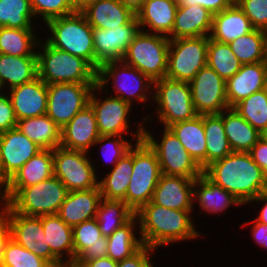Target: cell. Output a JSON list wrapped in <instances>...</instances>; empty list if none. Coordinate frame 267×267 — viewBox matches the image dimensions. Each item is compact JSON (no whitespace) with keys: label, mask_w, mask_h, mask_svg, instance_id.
I'll return each instance as SVG.
<instances>
[{"label":"cell","mask_w":267,"mask_h":267,"mask_svg":"<svg viewBox=\"0 0 267 267\" xmlns=\"http://www.w3.org/2000/svg\"><path fill=\"white\" fill-rule=\"evenodd\" d=\"M193 212L195 211L170 209L150 201L135 213L139 220L142 244L159 250L164 245L191 241L203 236L195 227L191 216Z\"/></svg>","instance_id":"1"},{"label":"cell","mask_w":267,"mask_h":267,"mask_svg":"<svg viewBox=\"0 0 267 267\" xmlns=\"http://www.w3.org/2000/svg\"><path fill=\"white\" fill-rule=\"evenodd\" d=\"M203 174L215 185L232 193L244 206L267 190V175L249 152H232L208 165Z\"/></svg>","instance_id":"2"},{"label":"cell","mask_w":267,"mask_h":267,"mask_svg":"<svg viewBox=\"0 0 267 267\" xmlns=\"http://www.w3.org/2000/svg\"><path fill=\"white\" fill-rule=\"evenodd\" d=\"M37 49L38 77L47 85L97 84V71L85 59L56 49L46 40H39Z\"/></svg>","instance_id":"3"},{"label":"cell","mask_w":267,"mask_h":267,"mask_svg":"<svg viewBox=\"0 0 267 267\" xmlns=\"http://www.w3.org/2000/svg\"><path fill=\"white\" fill-rule=\"evenodd\" d=\"M97 85L106 93L113 92L114 94L110 95L122 99L131 106H134V101L137 104H146L153 99V94H151L153 93V81L122 60L101 65L97 71ZM107 86H111L109 88H112L113 91L106 90Z\"/></svg>","instance_id":"4"},{"label":"cell","mask_w":267,"mask_h":267,"mask_svg":"<svg viewBox=\"0 0 267 267\" xmlns=\"http://www.w3.org/2000/svg\"><path fill=\"white\" fill-rule=\"evenodd\" d=\"M43 27L51 32L46 37L51 46L85 59L95 69L92 27L81 12L49 20Z\"/></svg>","instance_id":"5"},{"label":"cell","mask_w":267,"mask_h":267,"mask_svg":"<svg viewBox=\"0 0 267 267\" xmlns=\"http://www.w3.org/2000/svg\"><path fill=\"white\" fill-rule=\"evenodd\" d=\"M133 145V172L125 199L127 206L138 212L152 199L162 173L155 151L142 139Z\"/></svg>","instance_id":"6"},{"label":"cell","mask_w":267,"mask_h":267,"mask_svg":"<svg viewBox=\"0 0 267 267\" xmlns=\"http://www.w3.org/2000/svg\"><path fill=\"white\" fill-rule=\"evenodd\" d=\"M98 92L100 94L101 92L105 94L103 99L100 94L98 96L96 95ZM89 105L95 113L98 131L101 136H123L124 134L128 135V133H131L134 139H143L144 124L147 122L148 124L149 122L151 123L154 118L153 116L150 117L147 115L144 117L143 115L144 119L140 118V122H134L135 126H138H136L135 133H133L132 130L128 131L132 127L130 125L131 118L129 117L130 114L132 115L130 112H133L131 111L133 106L118 97L108 95V93L103 91L97 84L93 87L90 94Z\"/></svg>","instance_id":"7"},{"label":"cell","mask_w":267,"mask_h":267,"mask_svg":"<svg viewBox=\"0 0 267 267\" xmlns=\"http://www.w3.org/2000/svg\"><path fill=\"white\" fill-rule=\"evenodd\" d=\"M153 99L156 104V117L163 128L174 123L194 118L196 113L189 82L162 78L153 81Z\"/></svg>","instance_id":"8"},{"label":"cell","mask_w":267,"mask_h":267,"mask_svg":"<svg viewBox=\"0 0 267 267\" xmlns=\"http://www.w3.org/2000/svg\"><path fill=\"white\" fill-rule=\"evenodd\" d=\"M146 128L144 126L143 139L155 151L163 175L196 179L203 174V169L169 128H163V132L160 131L162 137L158 139L153 130Z\"/></svg>","instance_id":"9"},{"label":"cell","mask_w":267,"mask_h":267,"mask_svg":"<svg viewBox=\"0 0 267 267\" xmlns=\"http://www.w3.org/2000/svg\"><path fill=\"white\" fill-rule=\"evenodd\" d=\"M170 39L140 30L122 61L135 67L152 81L166 77Z\"/></svg>","instance_id":"10"},{"label":"cell","mask_w":267,"mask_h":267,"mask_svg":"<svg viewBox=\"0 0 267 267\" xmlns=\"http://www.w3.org/2000/svg\"><path fill=\"white\" fill-rule=\"evenodd\" d=\"M68 191L55 176L20 189L8 202L15 212L27 216L57 214Z\"/></svg>","instance_id":"11"},{"label":"cell","mask_w":267,"mask_h":267,"mask_svg":"<svg viewBox=\"0 0 267 267\" xmlns=\"http://www.w3.org/2000/svg\"><path fill=\"white\" fill-rule=\"evenodd\" d=\"M89 155L88 152L62 146L53 150L54 176L66 186L68 192L98 187L100 175Z\"/></svg>","instance_id":"12"},{"label":"cell","mask_w":267,"mask_h":267,"mask_svg":"<svg viewBox=\"0 0 267 267\" xmlns=\"http://www.w3.org/2000/svg\"><path fill=\"white\" fill-rule=\"evenodd\" d=\"M209 36L170 39L166 78L190 82L207 65Z\"/></svg>","instance_id":"13"},{"label":"cell","mask_w":267,"mask_h":267,"mask_svg":"<svg viewBox=\"0 0 267 267\" xmlns=\"http://www.w3.org/2000/svg\"><path fill=\"white\" fill-rule=\"evenodd\" d=\"M96 84L56 83L47 86L46 114L62 129L86 106Z\"/></svg>","instance_id":"14"},{"label":"cell","mask_w":267,"mask_h":267,"mask_svg":"<svg viewBox=\"0 0 267 267\" xmlns=\"http://www.w3.org/2000/svg\"><path fill=\"white\" fill-rule=\"evenodd\" d=\"M189 85L193 106L198 115L220 114L229 108L226 81L208 65L195 75Z\"/></svg>","instance_id":"15"},{"label":"cell","mask_w":267,"mask_h":267,"mask_svg":"<svg viewBox=\"0 0 267 267\" xmlns=\"http://www.w3.org/2000/svg\"><path fill=\"white\" fill-rule=\"evenodd\" d=\"M140 30L136 16L126 25L109 29L92 28L95 70L98 71L104 63L122 60Z\"/></svg>","instance_id":"16"},{"label":"cell","mask_w":267,"mask_h":267,"mask_svg":"<svg viewBox=\"0 0 267 267\" xmlns=\"http://www.w3.org/2000/svg\"><path fill=\"white\" fill-rule=\"evenodd\" d=\"M11 238L22 247L45 259L51 265L61 262L51 253L42 227L41 216H27L9 207Z\"/></svg>","instance_id":"17"},{"label":"cell","mask_w":267,"mask_h":267,"mask_svg":"<svg viewBox=\"0 0 267 267\" xmlns=\"http://www.w3.org/2000/svg\"><path fill=\"white\" fill-rule=\"evenodd\" d=\"M42 148L17 128L0 133L1 188Z\"/></svg>","instance_id":"18"},{"label":"cell","mask_w":267,"mask_h":267,"mask_svg":"<svg viewBox=\"0 0 267 267\" xmlns=\"http://www.w3.org/2000/svg\"><path fill=\"white\" fill-rule=\"evenodd\" d=\"M54 176L53 150L42 149L29 159L0 190V200L8 202L20 189Z\"/></svg>","instance_id":"19"},{"label":"cell","mask_w":267,"mask_h":267,"mask_svg":"<svg viewBox=\"0 0 267 267\" xmlns=\"http://www.w3.org/2000/svg\"><path fill=\"white\" fill-rule=\"evenodd\" d=\"M100 136L95 113L88 105L62 128L60 146L90 153Z\"/></svg>","instance_id":"20"},{"label":"cell","mask_w":267,"mask_h":267,"mask_svg":"<svg viewBox=\"0 0 267 267\" xmlns=\"http://www.w3.org/2000/svg\"><path fill=\"white\" fill-rule=\"evenodd\" d=\"M194 180L183 176L161 175L153 192L151 202L174 210L193 208Z\"/></svg>","instance_id":"21"},{"label":"cell","mask_w":267,"mask_h":267,"mask_svg":"<svg viewBox=\"0 0 267 267\" xmlns=\"http://www.w3.org/2000/svg\"><path fill=\"white\" fill-rule=\"evenodd\" d=\"M47 84L39 77L33 81L9 89L17 120L33 118L46 114Z\"/></svg>","instance_id":"22"},{"label":"cell","mask_w":267,"mask_h":267,"mask_svg":"<svg viewBox=\"0 0 267 267\" xmlns=\"http://www.w3.org/2000/svg\"><path fill=\"white\" fill-rule=\"evenodd\" d=\"M265 88H267V68L263 62L241 65L240 70L226 81L229 108Z\"/></svg>","instance_id":"23"},{"label":"cell","mask_w":267,"mask_h":267,"mask_svg":"<svg viewBox=\"0 0 267 267\" xmlns=\"http://www.w3.org/2000/svg\"><path fill=\"white\" fill-rule=\"evenodd\" d=\"M72 230L75 266L90 259L107 257V237L102 235L95 218L74 226Z\"/></svg>","instance_id":"24"},{"label":"cell","mask_w":267,"mask_h":267,"mask_svg":"<svg viewBox=\"0 0 267 267\" xmlns=\"http://www.w3.org/2000/svg\"><path fill=\"white\" fill-rule=\"evenodd\" d=\"M102 199L99 186L89 190L70 191L57 215L70 227L94 219Z\"/></svg>","instance_id":"25"},{"label":"cell","mask_w":267,"mask_h":267,"mask_svg":"<svg viewBox=\"0 0 267 267\" xmlns=\"http://www.w3.org/2000/svg\"><path fill=\"white\" fill-rule=\"evenodd\" d=\"M213 13L200 5H178L169 39L209 36Z\"/></svg>","instance_id":"26"},{"label":"cell","mask_w":267,"mask_h":267,"mask_svg":"<svg viewBox=\"0 0 267 267\" xmlns=\"http://www.w3.org/2000/svg\"><path fill=\"white\" fill-rule=\"evenodd\" d=\"M177 7L170 0H146L135 13L141 30L168 37L173 30Z\"/></svg>","instance_id":"27"},{"label":"cell","mask_w":267,"mask_h":267,"mask_svg":"<svg viewBox=\"0 0 267 267\" xmlns=\"http://www.w3.org/2000/svg\"><path fill=\"white\" fill-rule=\"evenodd\" d=\"M197 200V201H196ZM200 206L201 212L214 215L226 212L232 206H244L232 193L215 185L204 174L194 180L193 204Z\"/></svg>","instance_id":"28"},{"label":"cell","mask_w":267,"mask_h":267,"mask_svg":"<svg viewBox=\"0 0 267 267\" xmlns=\"http://www.w3.org/2000/svg\"><path fill=\"white\" fill-rule=\"evenodd\" d=\"M81 13L92 28L109 29L128 24L136 14L120 0H97Z\"/></svg>","instance_id":"29"},{"label":"cell","mask_w":267,"mask_h":267,"mask_svg":"<svg viewBox=\"0 0 267 267\" xmlns=\"http://www.w3.org/2000/svg\"><path fill=\"white\" fill-rule=\"evenodd\" d=\"M250 20L238 4H231L225 10L213 14L210 39L229 43L253 31Z\"/></svg>","instance_id":"30"},{"label":"cell","mask_w":267,"mask_h":267,"mask_svg":"<svg viewBox=\"0 0 267 267\" xmlns=\"http://www.w3.org/2000/svg\"><path fill=\"white\" fill-rule=\"evenodd\" d=\"M51 253L61 263H74L73 230L57 214L41 216Z\"/></svg>","instance_id":"31"},{"label":"cell","mask_w":267,"mask_h":267,"mask_svg":"<svg viewBox=\"0 0 267 267\" xmlns=\"http://www.w3.org/2000/svg\"><path fill=\"white\" fill-rule=\"evenodd\" d=\"M179 139L186 151L204 170L206 168V138L203 126V115H197L186 121L168 127Z\"/></svg>","instance_id":"32"},{"label":"cell","mask_w":267,"mask_h":267,"mask_svg":"<svg viewBox=\"0 0 267 267\" xmlns=\"http://www.w3.org/2000/svg\"><path fill=\"white\" fill-rule=\"evenodd\" d=\"M38 77L37 57H20L0 53V83L6 91Z\"/></svg>","instance_id":"33"},{"label":"cell","mask_w":267,"mask_h":267,"mask_svg":"<svg viewBox=\"0 0 267 267\" xmlns=\"http://www.w3.org/2000/svg\"><path fill=\"white\" fill-rule=\"evenodd\" d=\"M223 125L233 152H249L261 138V133L233 108L223 111Z\"/></svg>","instance_id":"34"},{"label":"cell","mask_w":267,"mask_h":267,"mask_svg":"<svg viewBox=\"0 0 267 267\" xmlns=\"http://www.w3.org/2000/svg\"><path fill=\"white\" fill-rule=\"evenodd\" d=\"M16 128L42 149L54 150L61 144V128L47 115L17 121Z\"/></svg>","instance_id":"35"},{"label":"cell","mask_w":267,"mask_h":267,"mask_svg":"<svg viewBox=\"0 0 267 267\" xmlns=\"http://www.w3.org/2000/svg\"><path fill=\"white\" fill-rule=\"evenodd\" d=\"M133 146L107 174L98 180L102 198L124 200L133 172Z\"/></svg>","instance_id":"36"},{"label":"cell","mask_w":267,"mask_h":267,"mask_svg":"<svg viewBox=\"0 0 267 267\" xmlns=\"http://www.w3.org/2000/svg\"><path fill=\"white\" fill-rule=\"evenodd\" d=\"M139 220L134 215L125 225L116 229L110 236L107 237V256L116 262L130 257L143 244L140 239ZM137 227V228H136ZM138 236V237H137Z\"/></svg>","instance_id":"37"},{"label":"cell","mask_w":267,"mask_h":267,"mask_svg":"<svg viewBox=\"0 0 267 267\" xmlns=\"http://www.w3.org/2000/svg\"><path fill=\"white\" fill-rule=\"evenodd\" d=\"M37 29L0 28V53L20 56L37 57L36 50L41 39Z\"/></svg>","instance_id":"38"},{"label":"cell","mask_w":267,"mask_h":267,"mask_svg":"<svg viewBox=\"0 0 267 267\" xmlns=\"http://www.w3.org/2000/svg\"><path fill=\"white\" fill-rule=\"evenodd\" d=\"M203 126L206 138L207 167L212 162L226 157L233 151L225 134L223 111L220 114H204Z\"/></svg>","instance_id":"39"},{"label":"cell","mask_w":267,"mask_h":267,"mask_svg":"<svg viewBox=\"0 0 267 267\" xmlns=\"http://www.w3.org/2000/svg\"><path fill=\"white\" fill-rule=\"evenodd\" d=\"M135 213L123 200H100L96 217L99 229L103 236H110L116 229L125 225Z\"/></svg>","instance_id":"40"},{"label":"cell","mask_w":267,"mask_h":267,"mask_svg":"<svg viewBox=\"0 0 267 267\" xmlns=\"http://www.w3.org/2000/svg\"><path fill=\"white\" fill-rule=\"evenodd\" d=\"M266 42V31L254 29L228 44L240 63L244 65L263 62Z\"/></svg>","instance_id":"41"},{"label":"cell","mask_w":267,"mask_h":267,"mask_svg":"<svg viewBox=\"0 0 267 267\" xmlns=\"http://www.w3.org/2000/svg\"><path fill=\"white\" fill-rule=\"evenodd\" d=\"M207 65L223 80L227 81L240 70L242 64L231 51L228 43H222L209 38Z\"/></svg>","instance_id":"42"},{"label":"cell","mask_w":267,"mask_h":267,"mask_svg":"<svg viewBox=\"0 0 267 267\" xmlns=\"http://www.w3.org/2000/svg\"><path fill=\"white\" fill-rule=\"evenodd\" d=\"M30 0H0V28L34 29Z\"/></svg>","instance_id":"43"},{"label":"cell","mask_w":267,"mask_h":267,"mask_svg":"<svg viewBox=\"0 0 267 267\" xmlns=\"http://www.w3.org/2000/svg\"><path fill=\"white\" fill-rule=\"evenodd\" d=\"M233 109L262 133L267 129V88L241 100Z\"/></svg>","instance_id":"44"},{"label":"cell","mask_w":267,"mask_h":267,"mask_svg":"<svg viewBox=\"0 0 267 267\" xmlns=\"http://www.w3.org/2000/svg\"><path fill=\"white\" fill-rule=\"evenodd\" d=\"M45 259L35 255L12 238L8 241L1 267H50Z\"/></svg>","instance_id":"45"},{"label":"cell","mask_w":267,"mask_h":267,"mask_svg":"<svg viewBox=\"0 0 267 267\" xmlns=\"http://www.w3.org/2000/svg\"><path fill=\"white\" fill-rule=\"evenodd\" d=\"M133 140L137 142L142 139H134V137H132L129 141L127 137L124 136L102 135L95 142L93 148L94 146L98 147L97 145H100L99 150H101V157L107 162H110L109 164L114 167L120 158L129 152L130 148L133 146Z\"/></svg>","instance_id":"46"},{"label":"cell","mask_w":267,"mask_h":267,"mask_svg":"<svg viewBox=\"0 0 267 267\" xmlns=\"http://www.w3.org/2000/svg\"><path fill=\"white\" fill-rule=\"evenodd\" d=\"M30 4L35 18L39 16L45 24L49 20L76 12L71 0H30Z\"/></svg>","instance_id":"47"},{"label":"cell","mask_w":267,"mask_h":267,"mask_svg":"<svg viewBox=\"0 0 267 267\" xmlns=\"http://www.w3.org/2000/svg\"><path fill=\"white\" fill-rule=\"evenodd\" d=\"M238 6L254 29L267 31V0H240Z\"/></svg>","instance_id":"48"},{"label":"cell","mask_w":267,"mask_h":267,"mask_svg":"<svg viewBox=\"0 0 267 267\" xmlns=\"http://www.w3.org/2000/svg\"><path fill=\"white\" fill-rule=\"evenodd\" d=\"M155 249L142 245L134 254L130 257L118 262V267H156L154 261L151 259L155 252Z\"/></svg>","instance_id":"49"},{"label":"cell","mask_w":267,"mask_h":267,"mask_svg":"<svg viewBox=\"0 0 267 267\" xmlns=\"http://www.w3.org/2000/svg\"><path fill=\"white\" fill-rule=\"evenodd\" d=\"M17 118L7 92L0 96V133L16 128Z\"/></svg>","instance_id":"50"},{"label":"cell","mask_w":267,"mask_h":267,"mask_svg":"<svg viewBox=\"0 0 267 267\" xmlns=\"http://www.w3.org/2000/svg\"><path fill=\"white\" fill-rule=\"evenodd\" d=\"M11 239L9 206L0 200V267L8 241Z\"/></svg>","instance_id":"51"},{"label":"cell","mask_w":267,"mask_h":267,"mask_svg":"<svg viewBox=\"0 0 267 267\" xmlns=\"http://www.w3.org/2000/svg\"><path fill=\"white\" fill-rule=\"evenodd\" d=\"M200 5L208 9L213 14L221 12L231 4L227 0H182L180 6Z\"/></svg>","instance_id":"52"},{"label":"cell","mask_w":267,"mask_h":267,"mask_svg":"<svg viewBox=\"0 0 267 267\" xmlns=\"http://www.w3.org/2000/svg\"><path fill=\"white\" fill-rule=\"evenodd\" d=\"M253 161L267 175V142L260 138L249 151Z\"/></svg>","instance_id":"53"},{"label":"cell","mask_w":267,"mask_h":267,"mask_svg":"<svg viewBox=\"0 0 267 267\" xmlns=\"http://www.w3.org/2000/svg\"><path fill=\"white\" fill-rule=\"evenodd\" d=\"M251 235L254 242L259 246H267V224H262L255 219L251 220Z\"/></svg>","instance_id":"54"},{"label":"cell","mask_w":267,"mask_h":267,"mask_svg":"<svg viewBox=\"0 0 267 267\" xmlns=\"http://www.w3.org/2000/svg\"><path fill=\"white\" fill-rule=\"evenodd\" d=\"M252 202L253 205H255V202H259V206H262L261 203L263 204L262 208L258 211L259 213L256 214L257 217L254 219L262 224H267V190H264L255 199L251 200L248 205Z\"/></svg>","instance_id":"55"},{"label":"cell","mask_w":267,"mask_h":267,"mask_svg":"<svg viewBox=\"0 0 267 267\" xmlns=\"http://www.w3.org/2000/svg\"><path fill=\"white\" fill-rule=\"evenodd\" d=\"M81 267H118V262L107 256L104 258L90 259L83 263Z\"/></svg>","instance_id":"56"},{"label":"cell","mask_w":267,"mask_h":267,"mask_svg":"<svg viewBox=\"0 0 267 267\" xmlns=\"http://www.w3.org/2000/svg\"><path fill=\"white\" fill-rule=\"evenodd\" d=\"M97 0H71L73 8L76 12H81L88 5L94 3Z\"/></svg>","instance_id":"57"},{"label":"cell","mask_w":267,"mask_h":267,"mask_svg":"<svg viewBox=\"0 0 267 267\" xmlns=\"http://www.w3.org/2000/svg\"><path fill=\"white\" fill-rule=\"evenodd\" d=\"M124 5L136 13L146 0H120Z\"/></svg>","instance_id":"58"},{"label":"cell","mask_w":267,"mask_h":267,"mask_svg":"<svg viewBox=\"0 0 267 267\" xmlns=\"http://www.w3.org/2000/svg\"><path fill=\"white\" fill-rule=\"evenodd\" d=\"M50 267H75L74 263H60L57 265H51Z\"/></svg>","instance_id":"59"},{"label":"cell","mask_w":267,"mask_h":267,"mask_svg":"<svg viewBox=\"0 0 267 267\" xmlns=\"http://www.w3.org/2000/svg\"><path fill=\"white\" fill-rule=\"evenodd\" d=\"M264 66L267 68V42L264 49V60H263Z\"/></svg>","instance_id":"60"},{"label":"cell","mask_w":267,"mask_h":267,"mask_svg":"<svg viewBox=\"0 0 267 267\" xmlns=\"http://www.w3.org/2000/svg\"><path fill=\"white\" fill-rule=\"evenodd\" d=\"M261 138L267 142V129L261 133Z\"/></svg>","instance_id":"61"},{"label":"cell","mask_w":267,"mask_h":267,"mask_svg":"<svg viewBox=\"0 0 267 267\" xmlns=\"http://www.w3.org/2000/svg\"><path fill=\"white\" fill-rule=\"evenodd\" d=\"M230 4H238L240 0H227Z\"/></svg>","instance_id":"62"},{"label":"cell","mask_w":267,"mask_h":267,"mask_svg":"<svg viewBox=\"0 0 267 267\" xmlns=\"http://www.w3.org/2000/svg\"><path fill=\"white\" fill-rule=\"evenodd\" d=\"M171 2L177 4V5H180L182 0H170Z\"/></svg>","instance_id":"63"},{"label":"cell","mask_w":267,"mask_h":267,"mask_svg":"<svg viewBox=\"0 0 267 267\" xmlns=\"http://www.w3.org/2000/svg\"><path fill=\"white\" fill-rule=\"evenodd\" d=\"M4 92H6V91L3 89V87H2V85H1V83H0V96H1Z\"/></svg>","instance_id":"64"},{"label":"cell","mask_w":267,"mask_h":267,"mask_svg":"<svg viewBox=\"0 0 267 267\" xmlns=\"http://www.w3.org/2000/svg\"><path fill=\"white\" fill-rule=\"evenodd\" d=\"M0 190H1V153H0Z\"/></svg>","instance_id":"65"},{"label":"cell","mask_w":267,"mask_h":267,"mask_svg":"<svg viewBox=\"0 0 267 267\" xmlns=\"http://www.w3.org/2000/svg\"><path fill=\"white\" fill-rule=\"evenodd\" d=\"M261 248L265 249L267 251V246H262Z\"/></svg>","instance_id":"66"}]
</instances>
